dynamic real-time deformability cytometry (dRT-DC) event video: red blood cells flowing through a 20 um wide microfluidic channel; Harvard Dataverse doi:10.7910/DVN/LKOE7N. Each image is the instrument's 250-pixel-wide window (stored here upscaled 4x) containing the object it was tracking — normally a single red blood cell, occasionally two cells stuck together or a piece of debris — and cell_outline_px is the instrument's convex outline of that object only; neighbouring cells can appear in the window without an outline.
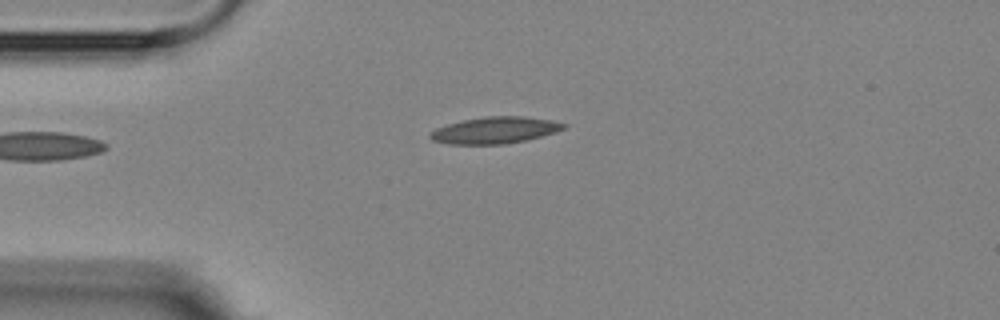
{"species": "Egyptian fruit bat (a non-hibernating species)", "species_latin": "Rousettus aegyptiacus", "temperature_condition": "room temperature", "stored_images_in_passage": 4, "camera_frame_rate_fps": 3000, "um_per_image_px": 0.085, "animal": {"sex": "female"}, "frame": {"image": 1, "passage_image": 4, "time_ms": 3.333, "image_size_px": [1000, 320], "cell_outline_px": [[568, 124], [564, 128], [556, 132], [528, 140], [504, 144], [448, 144], [432, 140], [428, 136], [436, 128], [448, 124], [464, 120], [484, 116], [524, 116], [552, 120]], "centroid_in_image_um": [42.1, 11.07], "position_along_channel_um": 42.9, "area_um2": 20.75}}